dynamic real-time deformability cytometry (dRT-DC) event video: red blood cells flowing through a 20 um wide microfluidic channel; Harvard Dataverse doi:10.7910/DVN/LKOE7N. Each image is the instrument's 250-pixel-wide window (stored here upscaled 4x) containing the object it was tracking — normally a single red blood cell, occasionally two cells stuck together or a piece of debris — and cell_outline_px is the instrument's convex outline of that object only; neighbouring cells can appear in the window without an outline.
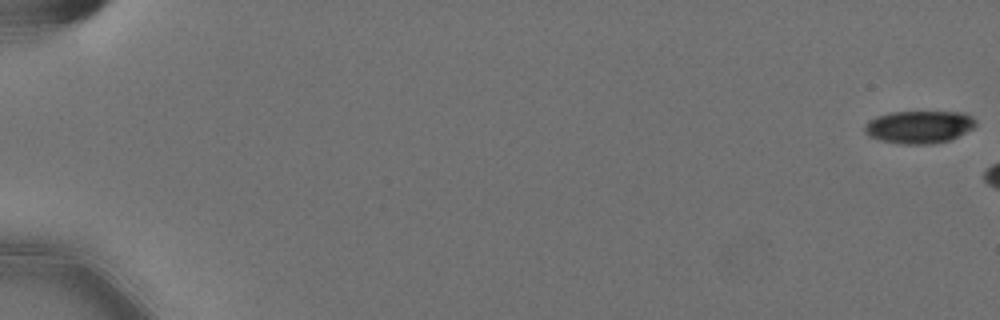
{"species": "Egyptian fruit bat (a non-hibernating species)", "species_latin": "Rousettus aegyptiacus", "temperature_condition": "cold", "stored_images_in_passage": 7, "camera_frame_rate_fps": 3000, "um_per_image_px": 0.085, "animal": {"sex": "female"}, "frame": {"image": 1, "passage_image": 1, "time_ms": 0.0, "image_size_px": [1000, 320], "cell_outline_px": [[976, 124], [972, 128], [952, 140], [932, 144], [900, 144], [880, 140], [868, 136], [864, 132], [864, 124], [868, 120], [876, 116], [892, 112], [964, 112], [972, 116], [976, 120]], "centroid_in_image_um": [78.11, 10.79], "position_along_channel_um": 6.9, "area_um2": 21.39}}